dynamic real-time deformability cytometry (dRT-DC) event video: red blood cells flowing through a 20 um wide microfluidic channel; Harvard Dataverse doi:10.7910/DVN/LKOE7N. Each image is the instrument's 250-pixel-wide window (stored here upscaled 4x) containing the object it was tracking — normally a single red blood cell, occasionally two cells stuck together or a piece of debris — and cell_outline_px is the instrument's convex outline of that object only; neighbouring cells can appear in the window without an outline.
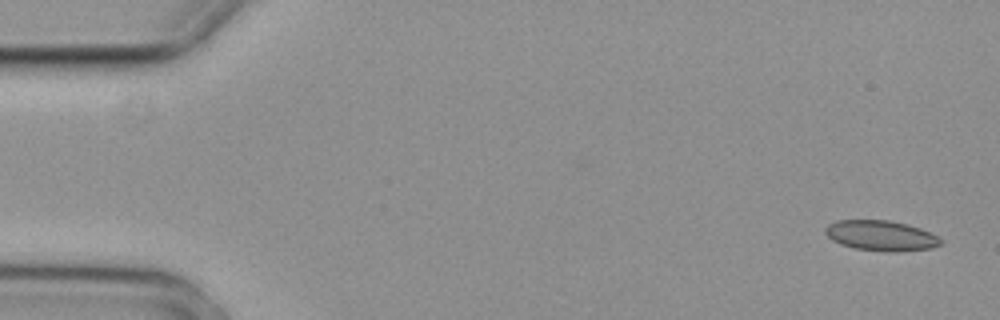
{"species": "common noctule bat (a hibernating species)", "species_latin": "Nyctalus noctula", "temperature_condition": "cold", "stored_images_in_passage": 5, "segment_of_instrument_passage": [1, 2], "camera_frame_rate_fps": 3000, "um_per_image_px": 0.085, "animal": {"sex": "female", "body_mass_g": 29.2, "forearm_length_mm": 56.3}, "frame": {"image": 1, "passage_image": 1, "time_ms": 0.0, "image_size_px": [1000, 320], "cell_outline_px": [[944, 240], [940, 244], [932, 248], [896, 252], [884, 252], [856, 248], [840, 244], [832, 240], [824, 232], [824, 228], [828, 224], [836, 220], [888, 220], [908, 224], [920, 228]], "centroid_in_image_um": [74.87, 20.03], "position_along_channel_um": 10.1, "area_um2": 20.46}}